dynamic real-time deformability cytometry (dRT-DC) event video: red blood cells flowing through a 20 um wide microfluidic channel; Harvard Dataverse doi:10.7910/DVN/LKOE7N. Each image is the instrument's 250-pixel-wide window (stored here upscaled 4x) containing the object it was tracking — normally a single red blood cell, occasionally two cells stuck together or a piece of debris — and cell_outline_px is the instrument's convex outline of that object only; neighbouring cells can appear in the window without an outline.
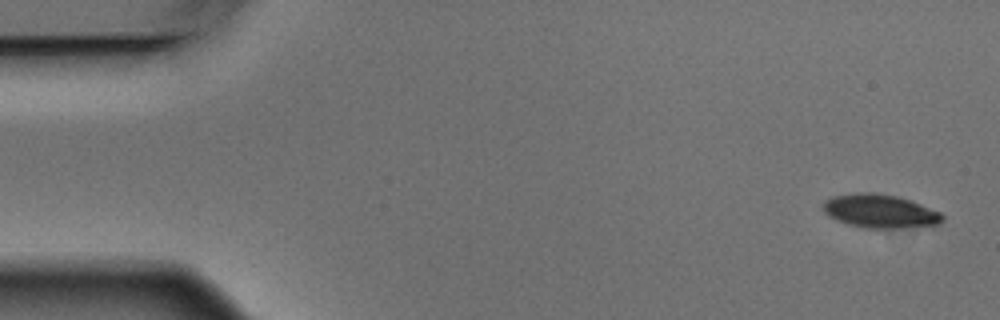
{"species": "Egyptian fruit bat (a non-hibernating species)", "species_latin": "Rousettus aegyptiacus", "temperature_condition": "warm", "stored_images_in_passage": 5, "camera_frame_rate_fps": 3000, "um_per_image_px": 0.085, "animal": {"sex": "male"}, "frame": {"image": 1, "passage_image": 1, "time_ms": 0.0, "image_size_px": [1000, 320], "cell_outline_px": [[944, 220], [940, 224], [916, 228], [864, 228], [848, 224], [836, 220], [824, 212], [824, 200], [832, 196], [856, 192], [876, 192], [896, 196], [920, 204], [940, 212], [944, 216]], "centroid_in_image_um": [74.82, 17.96], "position_along_channel_um": 10.2, "area_um2": 23.58}}
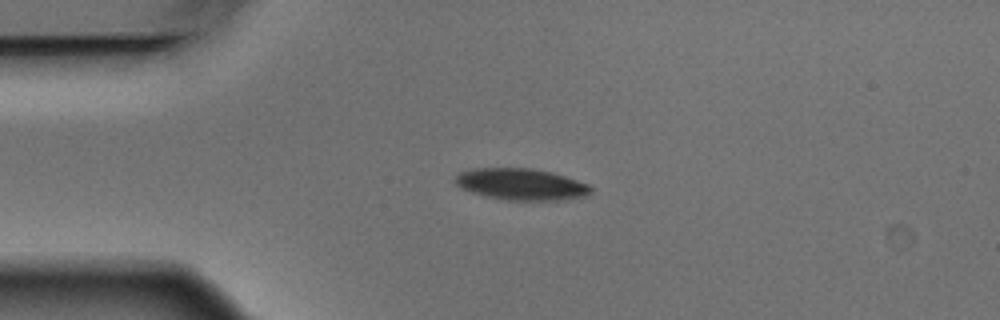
{"frame": {"image": 2, "passage_image": 4, "time_ms": 1.0, "image_size_px": [1000, 320], "cell_outline_px": [[592, 192], [584, 196], [556, 200], [504, 200], [484, 196], [472, 192], [456, 184], [452, 180], [460, 172], [476, 168], [532, 168], [552, 172], [588, 184], [592, 188]], "centroid_in_image_um": [44.28, 15.66], "position_along_channel_um": 40.7, "area_um2": 24.8}}